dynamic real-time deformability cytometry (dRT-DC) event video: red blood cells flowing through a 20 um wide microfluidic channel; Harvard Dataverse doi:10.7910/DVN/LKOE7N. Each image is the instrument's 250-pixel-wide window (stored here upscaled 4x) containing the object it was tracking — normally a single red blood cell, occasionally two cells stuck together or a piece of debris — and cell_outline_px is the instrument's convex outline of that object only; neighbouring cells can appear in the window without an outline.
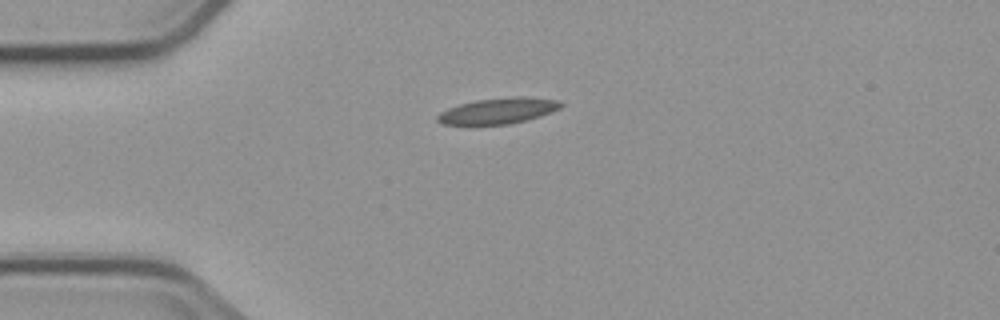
{"species": "common noctule bat (a hibernating species)", "species_latin": "Nyctalus noctula", "temperature_condition": "cold", "stored_images_in_passage": 1, "camera_frame_rate_fps": 3000, "um_per_image_px": 0.085, "animal": {"sex": "male", "body_mass_g": 23.1, "forearm_length_mm": 52.7}, "frame": {"image": 1, "passage_image": 1, "time_ms": 0.0, "image_size_px": [1000, 320], "cell_outline_px": [[564, 104], [560, 108], [552, 112], [540, 116], [508, 124], [440, 124], [436, 120], [436, 116], [440, 112], [448, 108], [460, 104], [476, 100], [512, 96], [524, 96], [556, 100]], "centroid_in_image_um": [42.33, 9.41], "position_along_channel_um": 42.7, "area_um2": 18.5}}